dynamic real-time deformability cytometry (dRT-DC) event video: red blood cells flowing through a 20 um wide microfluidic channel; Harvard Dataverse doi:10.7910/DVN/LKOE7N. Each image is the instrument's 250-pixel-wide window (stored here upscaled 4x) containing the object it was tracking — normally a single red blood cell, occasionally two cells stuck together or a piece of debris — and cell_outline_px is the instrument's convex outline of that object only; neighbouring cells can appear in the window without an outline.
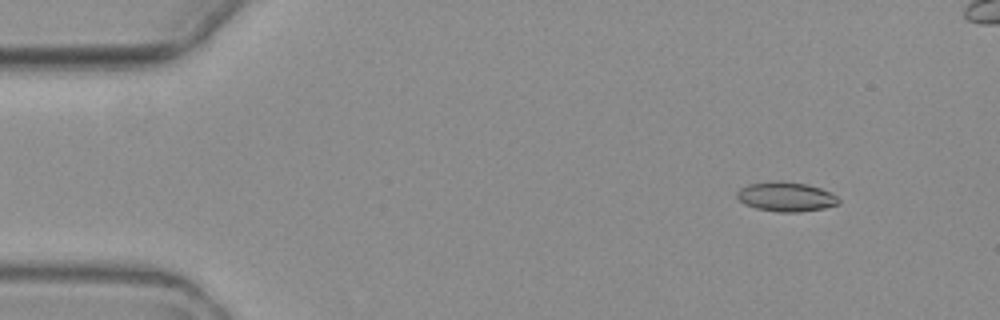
{"species": "common noctule bat (a hibernating species)", "species_latin": "Nyctalus noctula", "temperature_condition": "warm", "stored_images_in_passage": 4, "camera_frame_rate_fps": 3000, "um_per_image_px": 0.085, "animal": {"sex": "female", "body_mass_g": 19.3, "forearm_length_mm": 54.1}, "frame": {"image": 1, "passage_image": 1, "time_ms": 0.0, "image_size_px": [1000, 320], "cell_outline_px": [[840, 204], [824, 208], [800, 212], [780, 212], [756, 208], [744, 204], [736, 196], [736, 192], [740, 188], [748, 184], [808, 184], [832, 192], [840, 200]], "centroid_in_image_um": [66.86, 16.78], "position_along_channel_um": 18.1, "area_um2": 16.76}}